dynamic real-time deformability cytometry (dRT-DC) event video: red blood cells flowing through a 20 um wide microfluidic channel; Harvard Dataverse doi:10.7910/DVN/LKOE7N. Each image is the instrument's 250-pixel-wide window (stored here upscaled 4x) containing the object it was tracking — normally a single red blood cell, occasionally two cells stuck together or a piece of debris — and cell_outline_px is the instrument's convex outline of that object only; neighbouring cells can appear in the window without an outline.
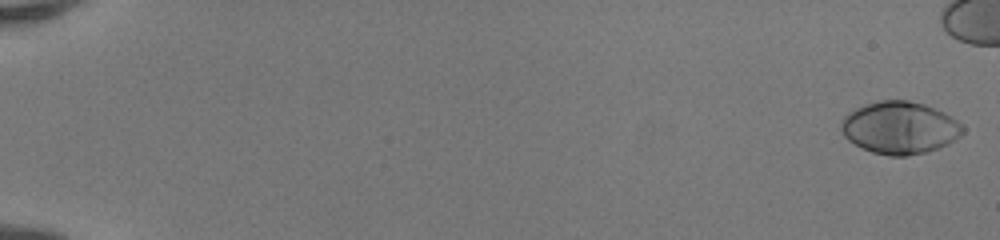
{"species": "human", "species_latin": "Homo sapiens", "temperature_condition": "room temperature", "stored_images_in_passage": 47, "camera_frame_rate_fps": 3000, "um_per_image_px": 0.085, "donor": {"sex": "female"}, "frame": {"image": 1, "passage_image": 1, "time_ms": 0.0, "image_size_px": [1000, 240], "cell_outline_px": [[964, 132], [960, 136], [948, 144], [924, 152], [908, 156], [888, 156], [872, 152], [848, 140], [844, 136], [840, 128], [840, 124], [844, 116], [848, 112], [864, 104], [880, 100], [908, 100], [924, 104], [944, 112], [956, 120], [964, 128]], "centroid_in_image_um": [76.46, 10.85], "position_along_channel_um": 8.5, "area_um2": 37.05}}
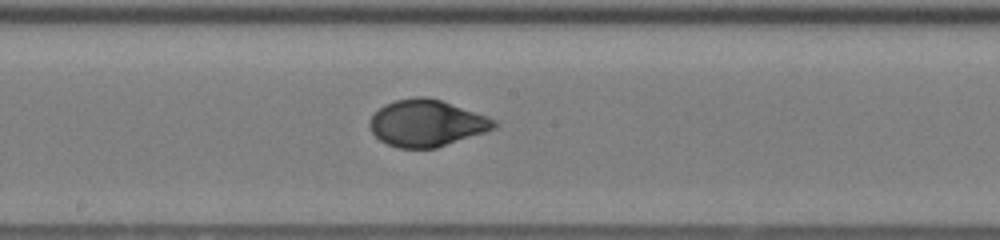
{"frame": {"image": 2, "passage_image": 30, "time_ms": 9.667, "image_size_px": [1000, 240], "cell_outline_px": [[500, 124], [496, 128], [436, 148], [396, 148], [380, 140], [372, 132], [368, 124], [368, 120], [384, 104], [396, 100], [416, 96], [424, 96], [440, 100], [488, 116], [496, 120]], "centroid_in_image_um": [36.26, 10.47], "position_along_channel_um": 211.9, "area_um2": 33.81}}
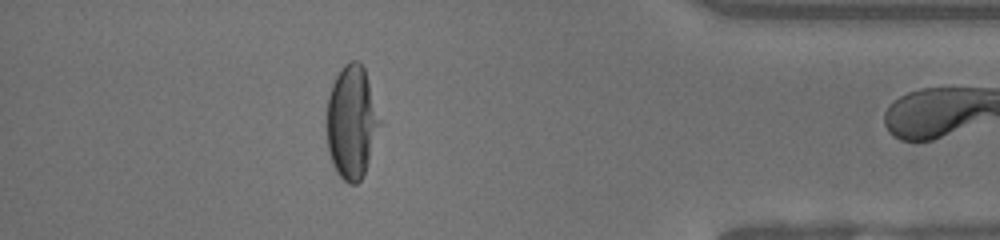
{"frame": {"image": 3, "passage_image": 46, "time_ms": 15.0, "image_size_px": [1000, 240], "cell_outline_px": [[384, 120], [364, 172], [360, 180], [356, 184], [348, 184], [336, 172], [332, 164], [328, 152], [324, 128], [324, 120], [328, 96], [332, 84], [340, 68], [348, 60], [356, 60], [364, 68]], "centroid_in_image_um": [29.89, 10.36], "position_along_channel_um": 405.3, "area_um2": 36.41}}